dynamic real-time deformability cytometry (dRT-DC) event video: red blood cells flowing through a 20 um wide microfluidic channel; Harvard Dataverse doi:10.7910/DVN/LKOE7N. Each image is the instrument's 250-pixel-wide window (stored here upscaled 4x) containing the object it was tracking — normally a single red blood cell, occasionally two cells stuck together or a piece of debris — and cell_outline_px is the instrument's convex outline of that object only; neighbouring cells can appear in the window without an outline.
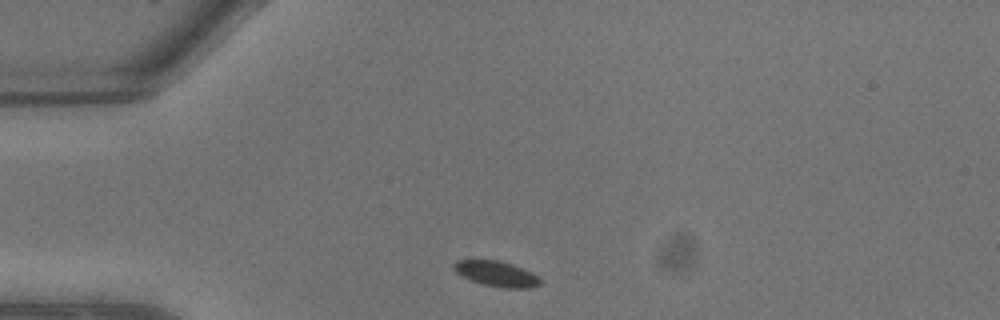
{"species": "common noctule bat (a hibernating species)", "species_latin": "Nyctalus noctula", "temperature_condition": "warm", "stored_images_in_passage": 5, "camera_frame_rate_fps": 3000, "um_per_image_px": 0.085, "animal": {"sex": "male", "body_mass_g": 13.3}, "frame": {"image": 1, "passage_image": 1, "time_ms": 0.0, "image_size_px": [1000, 320], "cell_outline_px": [[540, 284], [532, 288], [504, 288], [484, 284], [472, 280], [456, 272], [452, 268], [452, 264], [456, 260], [496, 260], [512, 264], [532, 272], [540, 280]], "centroid_in_image_um": [42.19, 23.26], "position_along_channel_um": 42.8, "area_um2": 12.6}}
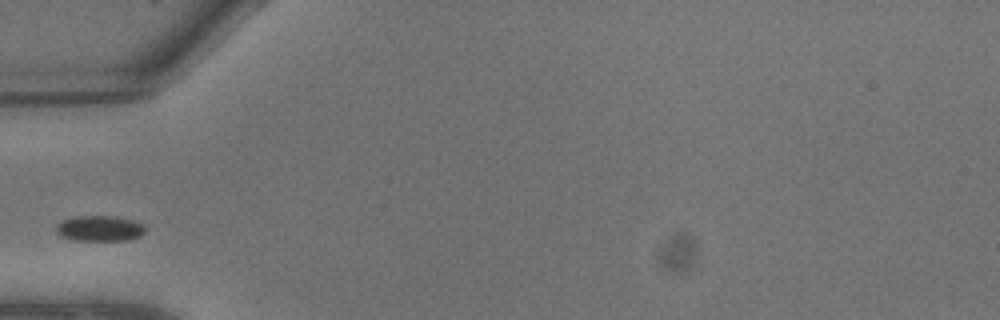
{"frame": {"image": 2, "passage_image": 3, "time_ms": 0.667, "image_size_px": [1000, 320], "cell_outline_px": [[144, 232], [140, 236], [128, 240], [72, 240], [60, 236], [56, 232], [56, 224], [72, 216], [116, 216], [132, 220], [144, 224]], "centroid_in_image_um": [8.45, 19.41], "position_along_channel_um": 76.6, "area_um2": 13.35}}
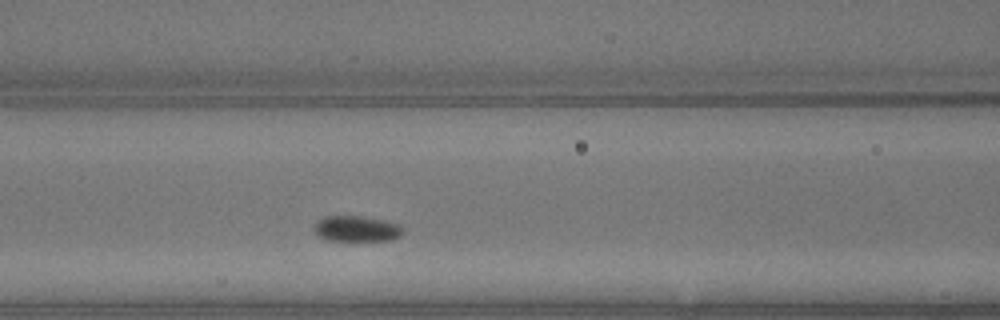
{"frame": {"image": 3, "passage_image": 5, "time_ms": 1.333, "image_size_px": [1000, 320], "cell_outline_px": [[404, 232], [400, 236], [392, 240], [328, 240], [316, 236], [316, 220], [324, 216], [360, 216], [384, 220], [400, 224], [404, 228]], "centroid_in_image_um": [30.34, 19.43], "position_along_channel_um": 136.3, "area_um2": 13.35}}